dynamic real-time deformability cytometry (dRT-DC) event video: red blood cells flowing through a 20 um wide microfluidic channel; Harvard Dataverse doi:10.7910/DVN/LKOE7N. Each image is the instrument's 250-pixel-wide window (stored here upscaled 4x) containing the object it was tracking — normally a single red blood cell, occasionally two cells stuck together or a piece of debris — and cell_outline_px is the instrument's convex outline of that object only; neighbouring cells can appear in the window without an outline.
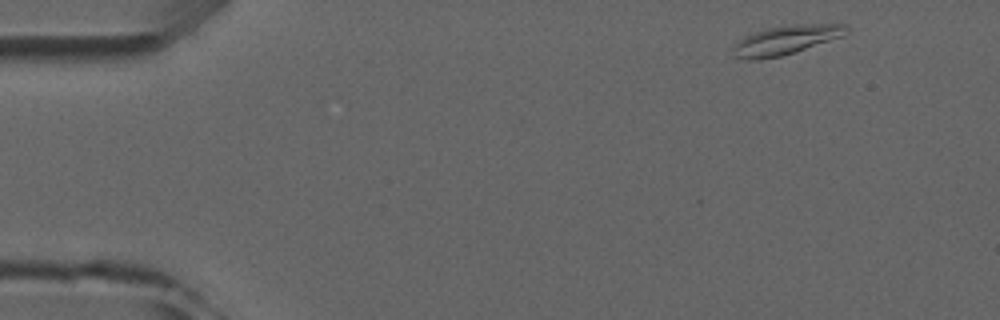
{"species": "common noctule bat (a hibernating species)", "species_latin": "Nyctalus noctula", "temperature_condition": "room temperature", "stored_images_in_passage": 4, "camera_frame_rate_fps": 3000, "um_per_image_px": 0.085, "animal": {"sex": "male", "forearm_length_mm": 52.5}, "frame": {"image": 1, "passage_image": 1, "time_ms": 0.0, "image_size_px": [1000, 320], "cell_outline_px": [[848, 24], [844, 36], [796, 52], [780, 56], [760, 60], [744, 60], [736, 56], [736, 44], [744, 36], [768, 28], [792, 24]], "centroid_in_image_um": [66.85, 3.4], "position_along_channel_um": 18.1, "area_um2": 18.96}}